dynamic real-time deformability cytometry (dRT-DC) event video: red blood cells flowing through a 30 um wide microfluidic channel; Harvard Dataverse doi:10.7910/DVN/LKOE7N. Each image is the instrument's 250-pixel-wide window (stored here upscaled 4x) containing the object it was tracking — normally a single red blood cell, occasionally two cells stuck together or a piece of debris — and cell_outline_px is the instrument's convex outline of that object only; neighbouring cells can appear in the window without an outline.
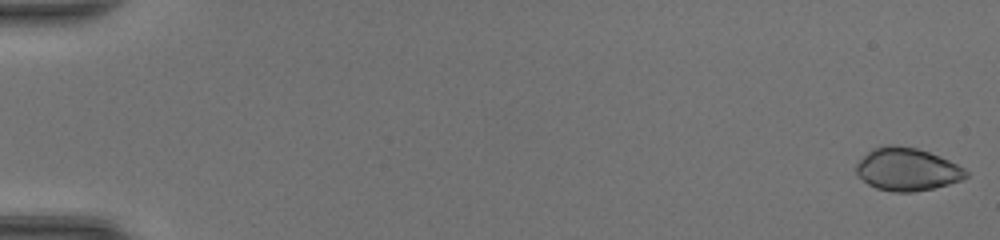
{"species": "common noctule bat (a hibernating species)", "species_latin": "Nyctalus noctula", "temperature_condition": "room temperature", "stored_images_in_passage": 48, "camera_frame_rate_fps": 3000, "um_per_image_px": 0.085, "animal": {"sex": "female", "body_mass_g": 20.0, "forearm_length_mm": 54.0}, "frame": {"image": 1, "passage_image": 1, "time_ms": 0.0, "image_size_px": [1000, 240], "cell_outline_px": [[968, 176], [960, 180], [948, 184], [932, 188], [912, 192], [892, 192], [876, 188], [868, 184], [856, 172], [856, 164], [872, 148], [888, 144], [896, 144], [916, 148], [928, 152], [948, 160], [964, 168], [968, 172]], "centroid_in_image_um": [77.09, 14.39], "position_along_channel_um": 7.9, "area_um2": 27.17}}
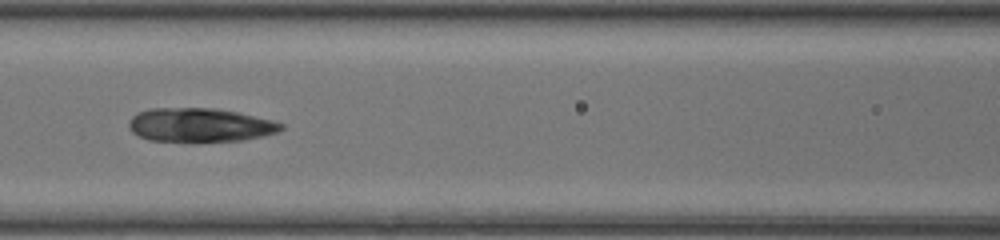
{"frame": {"image": 2, "passage_image": 23, "time_ms": 7.333, "image_size_px": [1000, 240], "cell_outline_px": [[284, 128], [276, 132], [264, 136], [240, 140], [148, 140], [132, 132], [128, 128], [128, 120], [136, 112], [148, 108], [216, 108], [236, 112], [272, 120], [284, 124]], "centroid_in_image_um": [16.95, 10.6], "position_along_channel_um": 149.6, "area_um2": 29.65}}
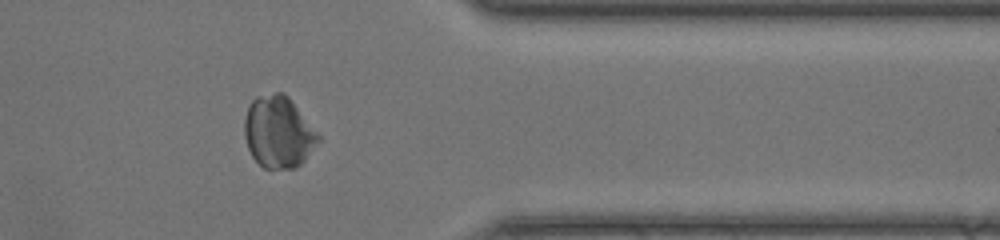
{"frame": {"image": 3, "passage_image": 40, "time_ms": 13.0, "image_size_px": [1000, 240], "cell_outline_px": [[320, 140], [304, 160], [296, 168], [264, 168], [252, 156], [248, 148], [244, 136], [244, 120], [248, 104], [256, 96], [276, 92], [284, 92], [288, 96], [320, 136]], "centroid_in_image_um": [23.64, 11.21], "position_along_channel_um": 387.8, "area_um2": 30.75}}